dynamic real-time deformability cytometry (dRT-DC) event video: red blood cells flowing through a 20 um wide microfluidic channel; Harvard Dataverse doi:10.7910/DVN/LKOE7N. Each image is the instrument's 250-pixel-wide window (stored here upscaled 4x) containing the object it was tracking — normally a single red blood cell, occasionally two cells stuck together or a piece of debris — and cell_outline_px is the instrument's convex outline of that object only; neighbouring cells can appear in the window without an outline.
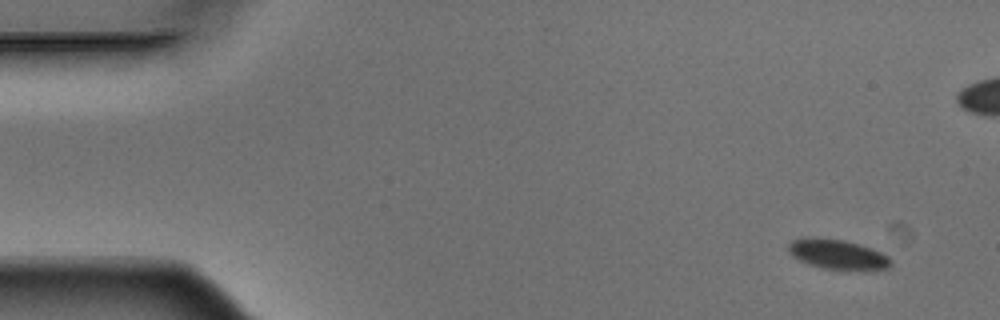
{"species": "Egyptian fruit bat (a non-hibernating species)", "species_latin": "Rousettus aegyptiacus", "temperature_condition": "warm", "stored_images_in_passage": 3, "camera_frame_rate_fps": 3000, "um_per_image_px": 0.085, "animal": {"sex": "male"}, "frame": {"image": 1, "passage_image": 2, "time_ms": 0.333, "image_size_px": [1000, 320], "cell_outline_px": [[892, 264], [888, 268], [864, 272], [824, 268], [808, 264], [792, 256], [788, 252], [788, 244], [792, 240], [804, 236], [816, 236], [844, 240], [860, 244], [872, 248], [888, 256], [892, 260]], "centroid_in_image_um": [71.21, 21.62], "position_along_channel_um": 13.8, "area_um2": 18.55}}